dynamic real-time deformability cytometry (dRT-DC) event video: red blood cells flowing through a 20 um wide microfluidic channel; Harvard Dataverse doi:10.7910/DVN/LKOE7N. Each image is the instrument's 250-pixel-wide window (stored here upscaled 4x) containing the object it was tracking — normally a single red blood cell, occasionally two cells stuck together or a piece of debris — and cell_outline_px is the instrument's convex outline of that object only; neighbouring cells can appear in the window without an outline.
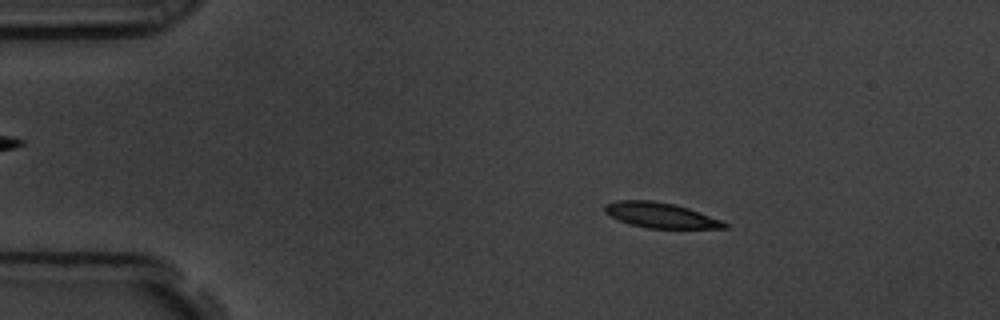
{"species": "common noctule bat (a hibernating species)", "species_latin": "Nyctalus noctula", "temperature_condition": "room temperature", "stored_images_in_passage": 58, "camera_frame_rate_fps": 3000, "um_per_image_px": 0.085, "animal": {"sex": "male", "body_mass_g": 19.5, "forearm_length_mm": 54.6}, "frame": {"image": 1, "passage_image": 10, "time_ms": 3.0, "image_size_px": [1000, 320], "cell_outline_px": [[728, 228], [648, 228], [632, 224], [620, 220], [604, 212], [604, 204], [616, 200], [652, 200], [676, 204], [688, 208], [720, 220], [728, 224]], "centroid_in_image_um": [56.12, 18.28], "position_along_channel_um": 28.9, "area_um2": 17.4}}
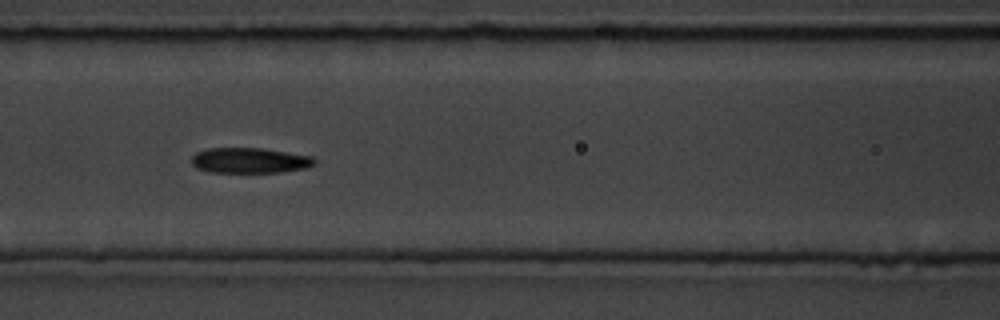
{"frame": {"image": 2, "passage_image": 25, "time_ms": 8.0, "image_size_px": [1000, 320], "cell_outline_px": [[316, 164], [308, 168], [280, 172], [212, 172], [196, 168], [192, 164], [192, 156], [196, 152], [208, 148], [264, 148], [312, 156], [316, 160]], "centroid_in_image_um": [21.26, 13.63], "position_along_channel_um": 145.3, "area_um2": 18.32}}
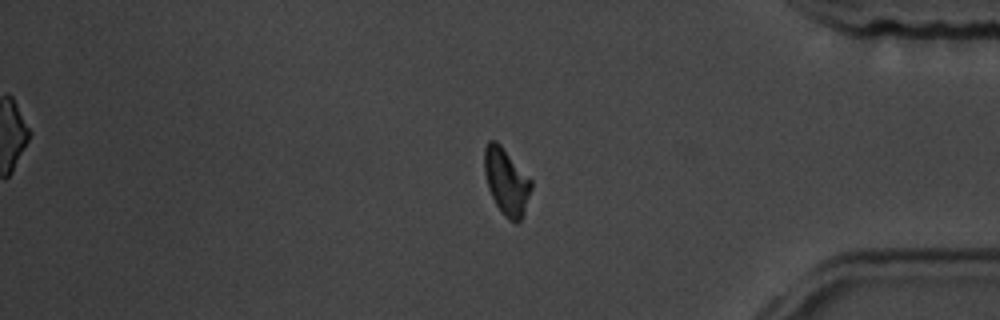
{"frame": {"image": 3, "passage_image": 48, "time_ms": 15.667, "image_size_px": [1000, 320], "cell_outline_px": [[532, 188], [524, 212], [520, 220], [516, 224], [508, 220], [504, 216], [496, 204], [488, 188], [484, 172], [484, 148], [488, 140], [496, 140], [500, 144], [532, 180]], "centroid_in_image_um": [43.04, 15.43], "position_along_channel_um": 392.2, "area_um2": 18.21}, "authors_computed_cell_mechanics": {"area_um2": 18.0625, "velocity_mm_per_s": 3.5381, "shape_relaxation_time_tau1_ms": 3.1101, "shape_relaxation_time_tau2_ms": 7.2444, "deformation_change_tau1": 0.1538, "deformation_change_tau2": 0.1484}}